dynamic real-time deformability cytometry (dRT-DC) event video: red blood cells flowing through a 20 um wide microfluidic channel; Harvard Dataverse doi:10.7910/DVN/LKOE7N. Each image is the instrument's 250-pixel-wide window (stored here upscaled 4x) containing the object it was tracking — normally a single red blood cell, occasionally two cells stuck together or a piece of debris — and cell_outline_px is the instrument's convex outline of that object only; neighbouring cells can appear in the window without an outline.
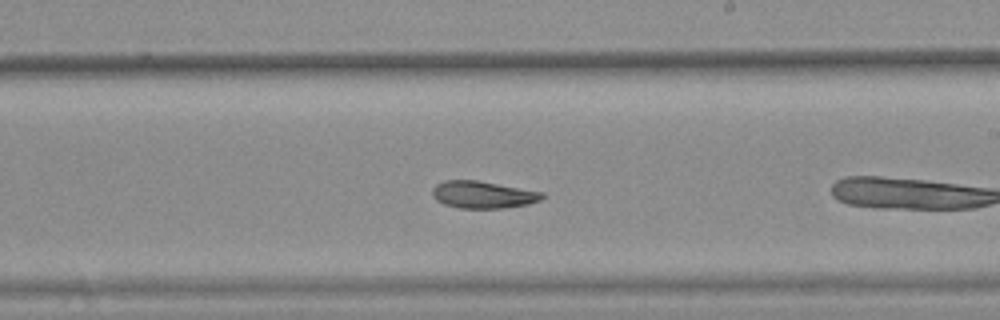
{"species": "common noctule bat (a hibernating species)", "species_latin": "Nyctalus noctula", "temperature_condition": "warm", "stored_images_in_passage": 25, "camera_frame_rate_fps": 3000, "um_per_image_px": 0.085, "animal": {"sex": "female", "body_mass_g": 25.1}, "frame": {"image": 1, "passage_image": 11, "time_ms": 3.333, "image_size_px": [1000, 320], "cell_outline_px": [[544, 196], [540, 200], [528, 204], [504, 208], [460, 208], [444, 204], [436, 200], [432, 196], [432, 188], [436, 184], [444, 180], [476, 180], [544, 192]], "centroid_in_image_um": [41.03, 16.54], "position_along_channel_um": 248.0, "area_um2": 17.4}, "authors_computed_cell_mechanics": {"area_um2": 17.7446, "velocity_mm_per_s": 3.7593, "shape_relaxation_time_tau1_ms": 2.0026, "shape_relaxation_time_tau2_ms": 1.9767, "deformation_change_tau1": 0.1255, "deformation_change_tau2": 0.0734}}